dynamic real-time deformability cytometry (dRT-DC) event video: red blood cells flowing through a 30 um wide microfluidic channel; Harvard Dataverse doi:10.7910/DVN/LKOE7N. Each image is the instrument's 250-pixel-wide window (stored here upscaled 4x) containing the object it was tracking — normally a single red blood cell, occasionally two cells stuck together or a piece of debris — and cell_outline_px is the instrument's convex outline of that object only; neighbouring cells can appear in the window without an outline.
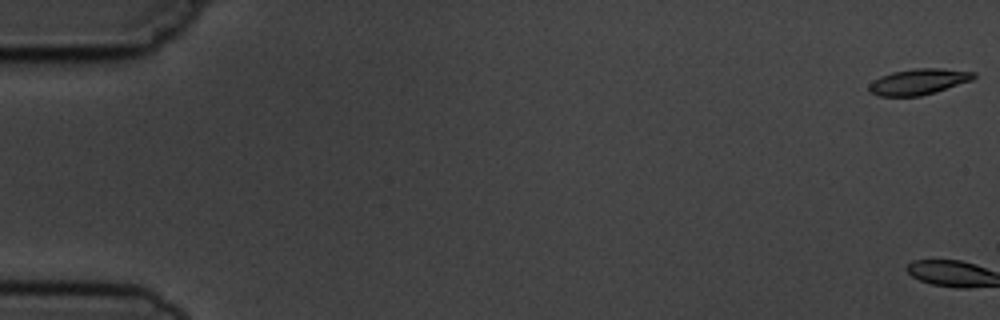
{"species": "common noctule bat (a hibernating species)", "species_latin": "Nyctalus noctula", "temperature_condition": "cold", "stored_images_in_passage": 6, "segment_of_instrument_passage": [2, 2], "camera_frame_rate_fps": 3000, "um_per_image_px": 0.085, "animal": {"sex": "male", "body_mass_g": 19.5, "forearm_length_mm": 54.6}, "frame": {"image": 1, "passage_image": 6, "time_ms": 6.0, "image_size_px": [1000, 320], "cell_outline_px": [[976, 76], [972, 80], [936, 92], [920, 96], [880, 96], [868, 92], [868, 84], [880, 76], [892, 72], [916, 68], [940, 68], [976, 72]], "centroid_in_image_um": [78.06, 6.94], "position_along_channel_um": 6.9, "area_um2": 15.9}}